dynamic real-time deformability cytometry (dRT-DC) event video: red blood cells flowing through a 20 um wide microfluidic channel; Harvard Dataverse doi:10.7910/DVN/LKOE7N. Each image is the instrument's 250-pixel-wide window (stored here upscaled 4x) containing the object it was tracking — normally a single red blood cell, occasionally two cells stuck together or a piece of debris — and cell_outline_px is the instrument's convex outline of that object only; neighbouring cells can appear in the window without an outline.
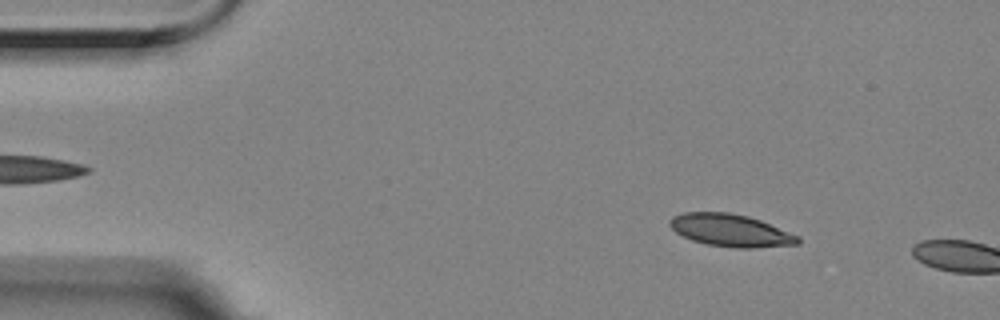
{"species": "Egyptian fruit bat (a non-hibernating species)", "species_latin": "Rousettus aegyptiacus", "temperature_condition": "room temperature", "stored_images_in_passage": 10, "camera_frame_rate_fps": 3000, "um_per_image_px": 0.085, "animal": {"sex": "female"}, "frame": {"image": 1, "passage_image": 7, "time_ms": 2.0, "image_size_px": [1000, 320], "cell_outline_px": [[800, 244], [752, 248], [732, 248], [708, 244], [692, 240], [676, 232], [668, 224], [668, 220], [672, 216], [684, 212], [728, 212], [748, 216], [760, 220], [800, 236]], "centroid_in_image_um": [62.1, 19.58], "position_along_channel_um": 22.9, "area_um2": 24.28}}